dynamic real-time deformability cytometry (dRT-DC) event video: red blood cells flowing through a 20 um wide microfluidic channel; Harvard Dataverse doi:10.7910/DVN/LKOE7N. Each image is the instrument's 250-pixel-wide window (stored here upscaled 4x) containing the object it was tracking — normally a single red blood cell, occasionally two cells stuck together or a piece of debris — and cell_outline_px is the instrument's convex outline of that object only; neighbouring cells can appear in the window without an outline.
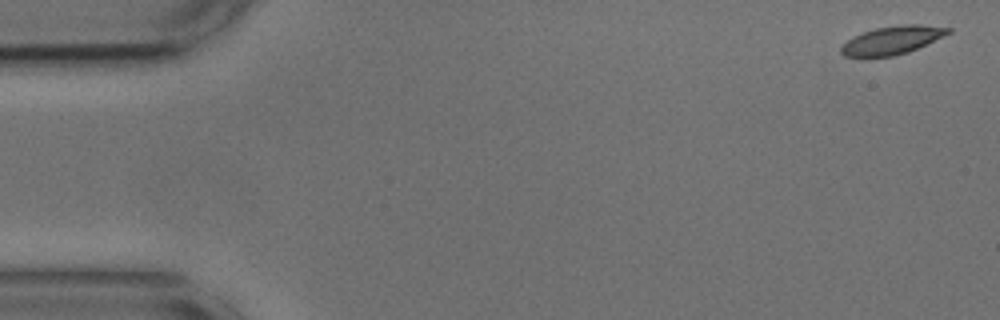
{"species": "common noctule bat (a hibernating species)", "species_latin": "Nyctalus noctula", "temperature_condition": "cold", "stored_images_in_passage": 54, "camera_frame_rate_fps": 3000, "um_per_image_px": 0.085, "animal": {"sex": "male", "body_mass_g": 17.9, "forearm_length_mm": 54.2}, "frame": {"image": 1, "passage_image": 1, "time_ms": 0.0, "image_size_px": [1000, 320], "cell_outline_px": [[952, 32], [908, 52], [892, 56], [864, 60], [844, 56], [840, 52], [840, 48], [852, 36], [876, 28], [904, 24], [916, 24], [952, 28]], "centroid_in_image_um": [75.75, 3.46], "position_along_channel_um": 9.2, "area_um2": 17.98}}
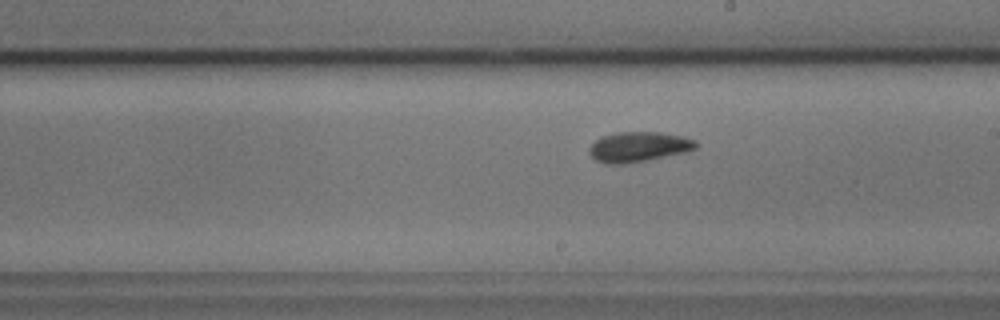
{"frame": {"image": 2, "passage_image": 30, "time_ms": 9.667, "image_size_px": [1000, 320], "cell_outline_px": [[700, 144], [696, 148], [684, 152], [648, 160], [624, 164], [604, 164], [596, 160], [588, 152], [588, 148], [600, 136], [616, 132], [660, 132], [680, 136], [696, 140]], "centroid_in_image_um": [54.25, 12.48], "position_along_channel_um": 234.7, "area_um2": 18.79}}
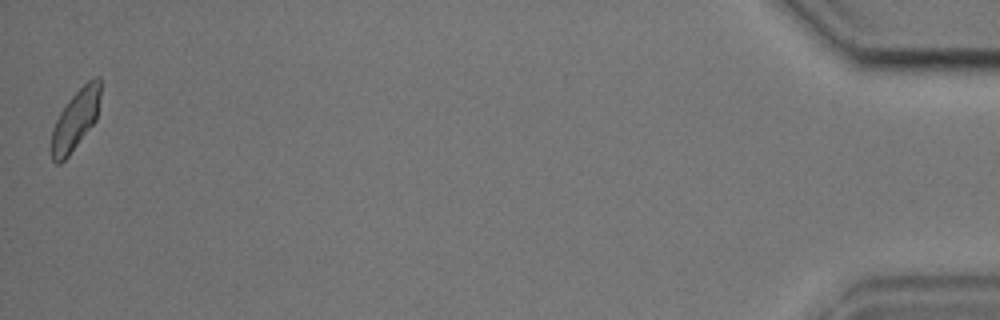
{"frame": {"image": 3, "passage_image": 54, "time_ms": 17.667, "image_size_px": [1000, 320], "cell_outline_px": [[104, 80], [96, 120], [68, 156], [60, 164], [56, 164], [52, 160], [48, 148], [52, 128], [60, 112], [68, 100], [88, 80], [96, 76], [100, 76]], "centroid_in_image_um": [6.41, 10.16], "position_along_channel_um": 428.8, "area_um2": 17.8}, "authors_computed_cell_mechanics": {"area_um2": 18.0336, "velocity_mm_per_s": 3.6131, "shape_relaxation_time_tau1_ms": 2.7295, "shape_relaxation_time_tau2_ms": 1.741, "deformation_change_tau1": 0.0974, "deformation_change_tau2": 0.0619}}